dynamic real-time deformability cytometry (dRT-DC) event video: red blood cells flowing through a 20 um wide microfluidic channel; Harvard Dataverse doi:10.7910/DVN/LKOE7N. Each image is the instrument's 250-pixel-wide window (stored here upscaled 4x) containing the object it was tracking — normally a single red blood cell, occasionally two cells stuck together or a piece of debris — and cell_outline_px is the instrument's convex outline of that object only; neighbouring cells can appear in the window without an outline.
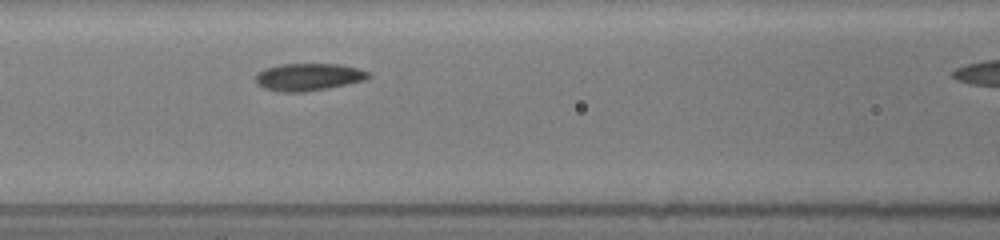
{"species": "common noctule bat (a hibernating species)", "species_latin": "Nyctalus noctula", "temperature_condition": "room temperature", "stored_images_in_passage": 6, "segment_of_instrument_passage": [1, 2], "camera_frame_rate_fps": 3000, "um_per_image_px": 0.085, "animal": {"sex": "female", "body_mass_g": 19.5, "forearm_length_mm": 54.1}, "frame": {"image": 1, "passage_image": 5, "time_ms": 2.667, "image_size_px": [1000, 240], "cell_outline_px": [[372, 76], [368, 80], [328, 88], [304, 92], [284, 92], [264, 88], [256, 84], [256, 72], [264, 68], [280, 64], [340, 64], [360, 68], [368, 72]], "centroid_in_image_um": [26.25, 6.54], "position_along_channel_um": 140.4, "area_um2": 18.26}}